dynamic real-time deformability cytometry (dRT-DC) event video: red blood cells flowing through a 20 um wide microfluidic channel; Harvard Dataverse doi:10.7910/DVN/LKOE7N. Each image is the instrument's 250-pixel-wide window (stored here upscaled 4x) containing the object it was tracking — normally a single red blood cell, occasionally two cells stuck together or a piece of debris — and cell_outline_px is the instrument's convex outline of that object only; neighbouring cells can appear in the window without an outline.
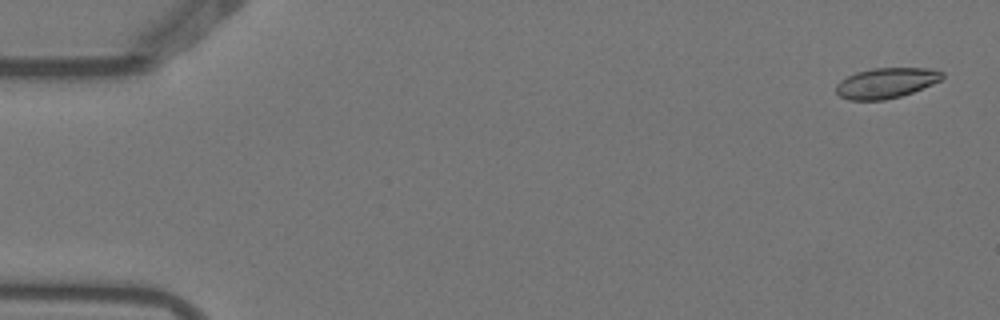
{"species": "Egyptian fruit bat (a non-hibernating species)", "species_latin": "Rousettus aegyptiacus", "temperature_condition": "warm", "stored_images_in_passage": 5, "camera_frame_rate_fps": 3000, "um_per_image_px": 0.085, "animal": {"sex": "female"}, "frame": {"image": 1, "passage_image": 1, "time_ms": 0.0, "image_size_px": [1000, 320], "cell_outline_px": [[944, 76], [940, 80], [932, 84], [912, 92], [900, 96], [884, 100], [848, 100], [840, 96], [836, 92], [836, 84], [840, 80], [856, 72], [872, 68], [928, 68], [944, 72]], "centroid_in_image_um": [75.3, 7.05], "position_along_channel_um": 9.7, "area_um2": 18.73}}
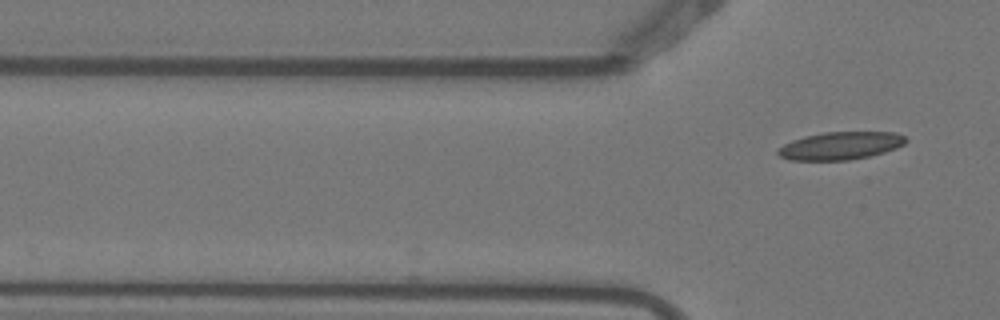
{"frame": {"image": 2, "passage_image": 5, "time_ms": 1.333, "image_size_px": [1000, 320], "cell_outline_px": [[908, 140], [904, 144], [896, 148], [884, 152], [868, 156], [848, 160], [788, 160], [780, 156], [776, 152], [776, 148], [792, 140], [804, 136], [824, 132], [896, 132], [904, 136]], "centroid_in_image_um": [71.41, 12.38], "position_along_channel_um": 54.4, "area_um2": 20.75}}